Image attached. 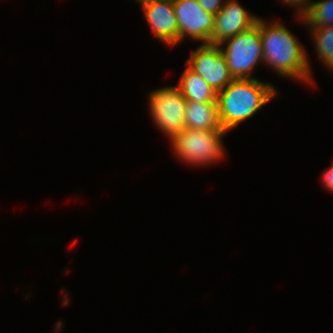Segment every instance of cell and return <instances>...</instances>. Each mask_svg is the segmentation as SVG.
Wrapping results in <instances>:
<instances>
[{"mask_svg": "<svg viewBox=\"0 0 333 333\" xmlns=\"http://www.w3.org/2000/svg\"><path fill=\"white\" fill-rule=\"evenodd\" d=\"M264 63L283 77L312 83L310 65L305 49L297 38L278 21L267 24L258 18Z\"/></svg>", "mask_w": 333, "mask_h": 333, "instance_id": "1", "label": "cell"}, {"mask_svg": "<svg viewBox=\"0 0 333 333\" xmlns=\"http://www.w3.org/2000/svg\"><path fill=\"white\" fill-rule=\"evenodd\" d=\"M177 87L187 101L217 102V93L211 86L188 66L182 73Z\"/></svg>", "mask_w": 333, "mask_h": 333, "instance_id": "11", "label": "cell"}, {"mask_svg": "<svg viewBox=\"0 0 333 333\" xmlns=\"http://www.w3.org/2000/svg\"><path fill=\"white\" fill-rule=\"evenodd\" d=\"M322 180L325 188L333 192V164L329 169L325 170Z\"/></svg>", "mask_w": 333, "mask_h": 333, "instance_id": "16", "label": "cell"}, {"mask_svg": "<svg viewBox=\"0 0 333 333\" xmlns=\"http://www.w3.org/2000/svg\"><path fill=\"white\" fill-rule=\"evenodd\" d=\"M173 7L178 23V43L188 36L209 44L215 15L204 11L198 0H173Z\"/></svg>", "mask_w": 333, "mask_h": 333, "instance_id": "7", "label": "cell"}, {"mask_svg": "<svg viewBox=\"0 0 333 333\" xmlns=\"http://www.w3.org/2000/svg\"><path fill=\"white\" fill-rule=\"evenodd\" d=\"M227 130H193L184 128L170 141L178 158L187 164L205 165L216 163L223 158L225 150L222 145V137Z\"/></svg>", "mask_w": 333, "mask_h": 333, "instance_id": "3", "label": "cell"}, {"mask_svg": "<svg viewBox=\"0 0 333 333\" xmlns=\"http://www.w3.org/2000/svg\"><path fill=\"white\" fill-rule=\"evenodd\" d=\"M186 65L200 75L216 93L223 90L234 79L221 46L217 44L199 45L186 60Z\"/></svg>", "mask_w": 333, "mask_h": 333, "instance_id": "6", "label": "cell"}, {"mask_svg": "<svg viewBox=\"0 0 333 333\" xmlns=\"http://www.w3.org/2000/svg\"><path fill=\"white\" fill-rule=\"evenodd\" d=\"M185 128L193 130L223 129L219 120L217 102L186 101Z\"/></svg>", "mask_w": 333, "mask_h": 333, "instance_id": "10", "label": "cell"}, {"mask_svg": "<svg viewBox=\"0 0 333 333\" xmlns=\"http://www.w3.org/2000/svg\"><path fill=\"white\" fill-rule=\"evenodd\" d=\"M310 27L333 25V0L311 1L309 10L300 17Z\"/></svg>", "mask_w": 333, "mask_h": 333, "instance_id": "12", "label": "cell"}, {"mask_svg": "<svg viewBox=\"0 0 333 333\" xmlns=\"http://www.w3.org/2000/svg\"><path fill=\"white\" fill-rule=\"evenodd\" d=\"M284 2L283 4L287 3L288 5H291L296 7L299 11V18L302 17L310 8L311 2L309 0H281ZM300 9H299V8Z\"/></svg>", "mask_w": 333, "mask_h": 333, "instance_id": "15", "label": "cell"}, {"mask_svg": "<svg viewBox=\"0 0 333 333\" xmlns=\"http://www.w3.org/2000/svg\"><path fill=\"white\" fill-rule=\"evenodd\" d=\"M277 94L270 83L255 78L233 79L217 92V107L221 126L231 130L255 115Z\"/></svg>", "mask_w": 333, "mask_h": 333, "instance_id": "2", "label": "cell"}, {"mask_svg": "<svg viewBox=\"0 0 333 333\" xmlns=\"http://www.w3.org/2000/svg\"><path fill=\"white\" fill-rule=\"evenodd\" d=\"M226 0H198L199 5L203 8L204 11L210 12L213 15H216Z\"/></svg>", "mask_w": 333, "mask_h": 333, "instance_id": "14", "label": "cell"}, {"mask_svg": "<svg viewBox=\"0 0 333 333\" xmlns=\"http://www.w3.org/2000/svg\"><path fill=\"white\" fill-rule=\"evenodd\" d=\"M222 44H227L224 49L221 47V51L234 79L253 78L250 75L258 62L264 63L258 20L251 28L225 39L219 45Z\"/></svg>", "mask_w": 333, "mask_h": 333, "instance_id": "4", "label": "cell"}, {"mask_svg": "<svg viewBox=\"0 0 333 333\" xmlns=\"http://www.w3.org/2000/svg\"><path fill=\"white\" fill-rule=\"evenodd\" d=\"M314 44L321 61L333 71V25L324 27H309Z\"/></svg>", "mask_w": 333, "mask_h": 333, "instance_id": "13", "label": "cell"}, {"mask_svg": "<svg viewBox=\"0 0 333 333\" xmlns=\"http://www.w3.org/2000/svg\"><path fill=\"white\" fill-rule=\"evenodd\" d=\"M152 32L160 41L174 46L178 43V23L173 0H140Z\"/></svg>", "mask_w": 333, "mask_h": 333, "instance_id": "8", "label": "cell"}, {"mask_svg": "<svg viewBox=\"0 0 333 333\" xmlns=\"http://www.w3.org/2000/svg\"><path fill=\"white\" fill-rule=\"evenodd\" d=\"M186 101L177 86H166L150 92L151 116L158 129L170 140L185 128Z\"/></svg>", "mask_w": 333, "mask_h": 333, "instance_id": "5", "label": "cell"}, {"mask_svg": "<svg viewBox=\"0 0 333 333\" xmlns=\"http://www.w3.org/2000/svg\"><path fill=\"white\" fill-rule=\"evenodd\" d=\"M258 18L249 14L237 0H226L221 10L215 15L210 44L219 45L225 39L251 28Z\"/></svg>", "mask_w": 333, "mask_h": 333, "instance_id": "9", "label": "cell"}]
</instances>
